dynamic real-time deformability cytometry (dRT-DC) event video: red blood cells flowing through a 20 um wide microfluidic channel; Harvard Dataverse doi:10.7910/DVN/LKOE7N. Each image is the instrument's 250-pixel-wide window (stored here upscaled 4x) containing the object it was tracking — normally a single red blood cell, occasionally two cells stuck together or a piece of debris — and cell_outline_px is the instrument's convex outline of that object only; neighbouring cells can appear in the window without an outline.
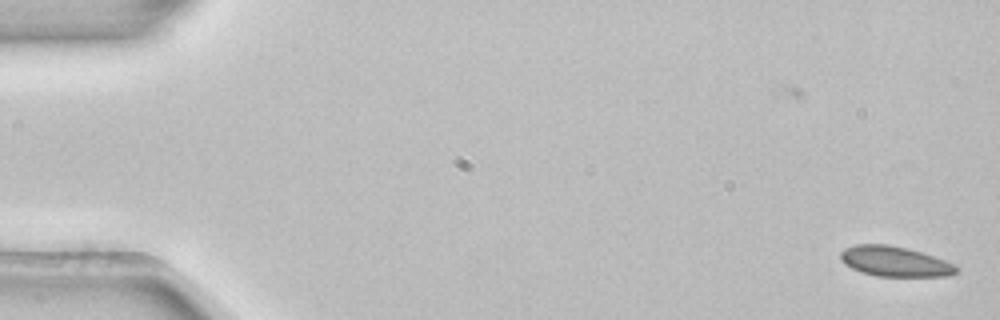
{"species": "common noctule bat (a hibernating species)", "species_latin": "Nyctalus noctula", "temperature_condition": "room temperature", "stored_images_in_passage": 4, "camera_frame_rate_fps": 3000, "um_per_image_px": 0.085, "animal": {"sex": "female", "body_mass_g": 22.7, "forearm_length_mm": 54.2}, "frame": {"image": 1, "passage_image": 1, "time_ms": 0.0, "image_size_px": [1000, 320], "cell_outline_px": [[956, 272], [948, 276], [876, 276], [860, 272], [844, 264], [840, 260], [840, 252], [844, 248], [856, 244], [888, 244], [908, 248], [944, 260], [952, 264], [956, 268]], "centroid_in_image_um": [75.97, 22.21], "position_along_channel_um": 9.0, "area_um2": 20.23}}
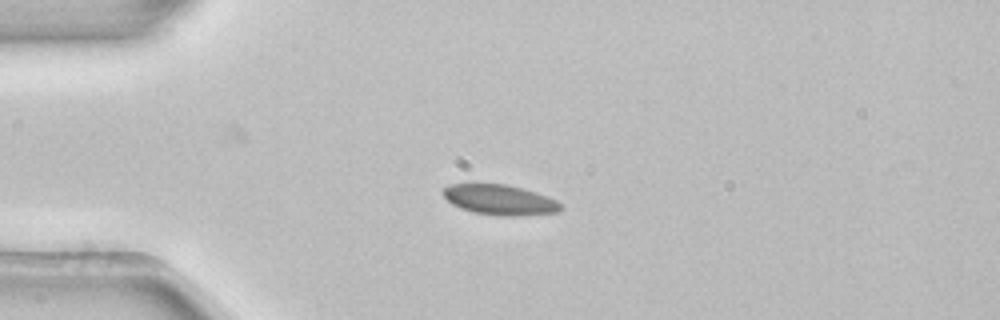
{"frame": {"image": 2, "passage_image": 4, "time_ms": 1.0, "image_size_px": [1000, 320], "cell_outline_px": [[564, 208], [560, 212], [520, 216], [500, 216], [472, 212], [460, 208], [452, 204], [440, 192], [448, 184], [504, 184], [524, 188], [548, 196], [556, 200]], "centroid_in_image_um": [42.5, 16.99], "position_along_channel_um": 42.5, "area_um2": 20.98}}